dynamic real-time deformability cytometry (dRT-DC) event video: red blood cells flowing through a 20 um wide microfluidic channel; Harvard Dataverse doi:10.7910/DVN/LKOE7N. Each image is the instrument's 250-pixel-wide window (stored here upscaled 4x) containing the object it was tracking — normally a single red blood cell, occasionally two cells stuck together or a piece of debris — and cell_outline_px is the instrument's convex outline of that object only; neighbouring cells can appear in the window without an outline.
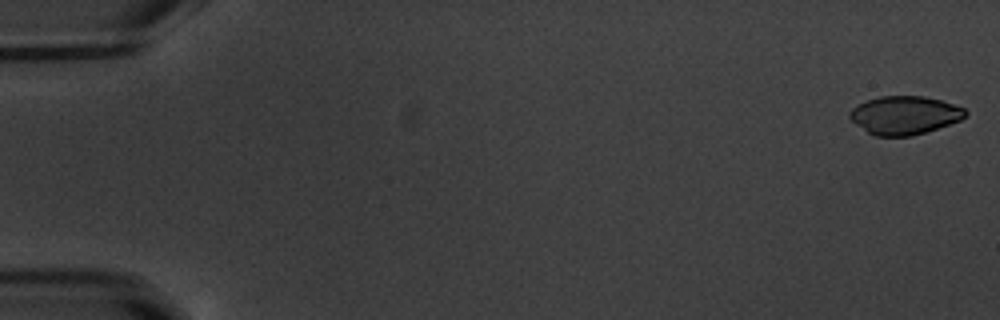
{"species": "common noctule bat (a hibernating species)", "species_latin": "Nyctalus noctula", "temperature_condition": "warm", "stored_images_in_passage": 15, "camera_frame_rate_fps": 3000, "um_per_image_px": 0.085, "animal": {"sex": "male", "body_mass_g": 20.1, "forearm_length_mm": 53.5}, "frame": {"image": 1, "passage_image": 1, "time_ms": 0.0, "image_size_px": [1000, 320], "cell_outline_px": [[968, 112], [960, 120], [912, 136], [876, 136], [868, 132], [856, 124], [848, 116], [848, 112], [852, 108], [868, 100], [880, 96], [924, 96], [940, 100], [964, 108]], "centroid_in_image_um": [76.87, 9.79], "position_along_channel_um": 8.1, "area_um2": 25.49}}